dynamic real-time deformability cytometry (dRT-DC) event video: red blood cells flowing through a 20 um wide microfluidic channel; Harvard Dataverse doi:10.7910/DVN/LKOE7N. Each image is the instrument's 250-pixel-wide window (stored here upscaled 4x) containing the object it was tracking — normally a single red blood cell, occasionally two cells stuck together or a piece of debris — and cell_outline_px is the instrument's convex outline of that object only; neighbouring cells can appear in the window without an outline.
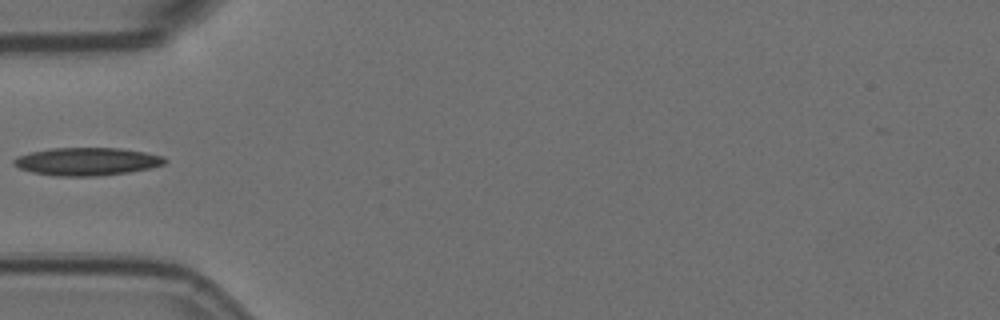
{"species": "Egyptian fruit bat (a non-hibernating species)", "species_latin": "Rousettus aegyptiacus", "temperature_condition": "room temperature", "stored_images_in_passage": 5, "camera_frame_rate_fps": 3000, "um_per_image_px": 0.085, "animal": {"sex": "female"}, "frame": {"image": 1, "passage_image": 4, "time_ms": 1.0, "image_size_px": [1000, 320], "cell_outline_px": [[168, 160], [164, 164], [152, 168], [128, 172], [96, 176], [56, 176], [32, 172], [20, 168], [12, 164], [12, 160], [16, 156], [32, 152], [52, 148], [120, 148], [144, 152], [164, 156]], "centroid_in_image_um": [7.4, 13.73], "position_along_channel_um": 77.6, "area_um2": 24.57}}
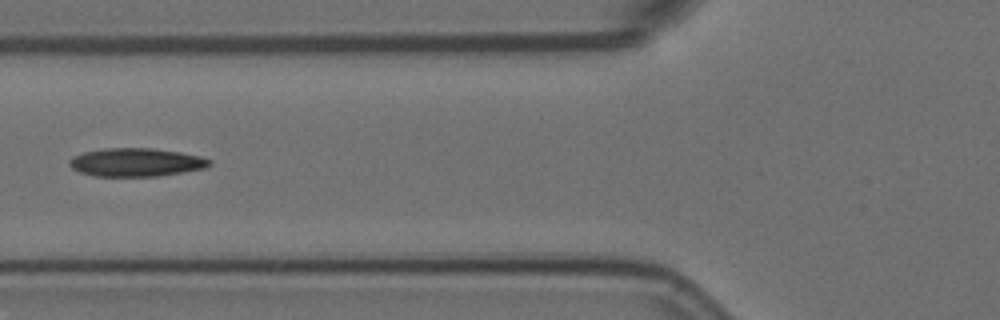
{"frame": {"image": 2, "passage_image": 5, "time_ms": 1.333, "image_size_px": [1000, 320], "cell_outline_px": [[212, 164], [204, 168], [184, 172], [160, 176], [96, 176], [80, 172], [72, 168], [68, 164], [68, 160], [72, 156], [84, 152], [104, 148], [152, 148], [180, 152], [200, 156], [212, 160]], "centroid_in_image_um": [11.56, 13.79], "position_along_channel_um": 114.2, "area_um2": 23.24}}